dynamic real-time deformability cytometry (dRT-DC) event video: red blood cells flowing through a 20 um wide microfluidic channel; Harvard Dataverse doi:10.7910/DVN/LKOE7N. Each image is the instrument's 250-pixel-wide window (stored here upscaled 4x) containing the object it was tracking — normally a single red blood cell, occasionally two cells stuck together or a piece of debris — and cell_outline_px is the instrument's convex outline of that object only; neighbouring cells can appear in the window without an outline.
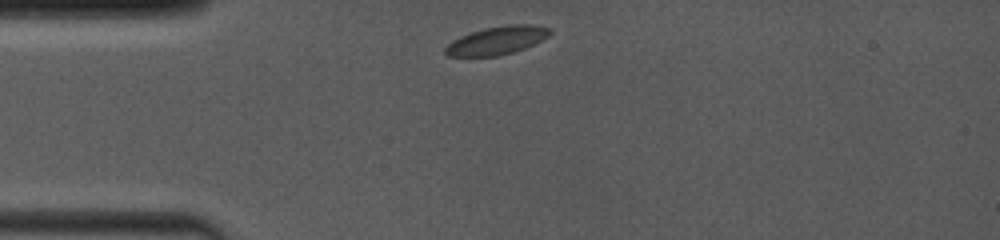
{"species": "common noctule bat (a hibernating species)", "species_latin": "Nyctalus noctula", "temperature_condition": "room temperature", "stored_images_in_passage": 51, "camera_frame_rate_fps": 4000, "um_per_image_px": 0.085, "animal": {"sex": "female", "body_mass_g": 19.0, "forearm_length_mm": 53.3}, "frame": {"image": 1, "passage_image": 1, "time_ms": 0.0, "image_size_px": [1000, 240], "cell_outline_px": [[552, 32], [548, 36], [524, 48], [500, 56], [448, 56], [444, 52], [444, 48], [452, 40], [460, 36], [484, 28], [508, 24], [532, 24], [552, 28]], "centroid_in_image_um": [42.23, 3.43], "position_along_channel_um": 42.8, "area_um2": 17.17}}
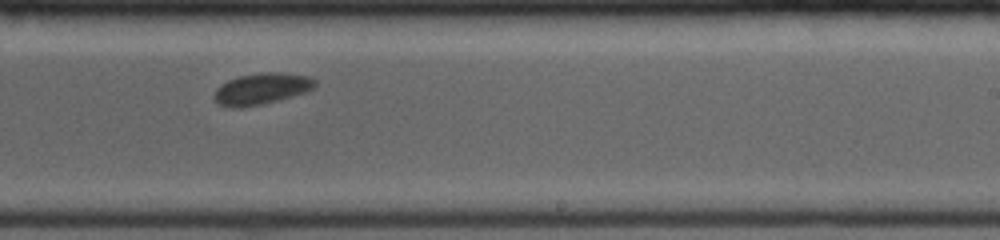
{"frame": {"image": 2, "passage_image": 31, "time_ms": 6.25, "image_size_px": [1000, 240], "cell_outline_px": [[316, 88], [308, 92], [264, 104], [240, 108], [232, 108], [220, 104], [212, 96], [216, 88], [220, 84], [228, 80], [240, 76], [264, 72], [280, 72], [308, 76], [316, 80]], "centroid_in_image_um": [22.26, 7.55], "position_along_channel_um": 266.7, "area_um2": 18.67}}
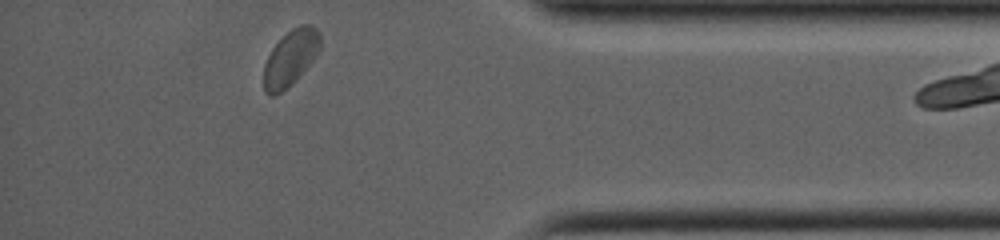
{"frame": {"image": 3, "passage_image": 50, "time_ms": 10.25, "image_size_px": [1000, 240], "cell_outline_px": [[320, 52], [292, 84], [280, 92], [272, 96], [264, 92], [264, 64], [272, 48], [292, 28], [300, 24], [308, 24], [316, 28], [320, 32]], "centroid_in_image_um": [24.71, 4.92], "position_along_channel_um": 410.5, "area_um2": 18.26}, "authors_computed_cell_mechanics": {"area_um2": 18.3226, "velocity_mm_per_s": 3.9566, "shape_relaxation_time_tau1_ms": 1.9654, "shape_relaxation_time_tau2_ms": null, "deformation_change_tau1": 0.051, "deformation_change_tau2": null}}